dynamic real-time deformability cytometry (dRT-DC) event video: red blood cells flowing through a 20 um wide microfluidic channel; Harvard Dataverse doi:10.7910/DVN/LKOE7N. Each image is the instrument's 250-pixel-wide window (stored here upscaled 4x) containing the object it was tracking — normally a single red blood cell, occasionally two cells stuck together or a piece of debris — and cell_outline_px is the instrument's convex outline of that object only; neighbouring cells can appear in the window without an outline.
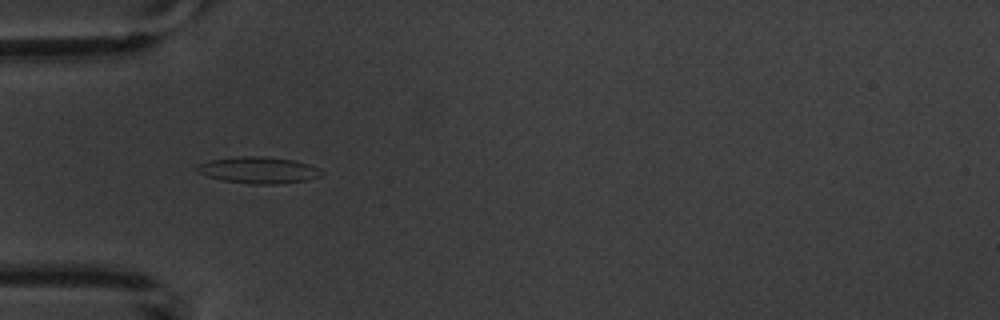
{"species": "common noctule bat (a hibernating species)", "species_latin": "Nyctalus noctula", "temperature_condition": "warm", "stored_images_in_passage": 4, "camera_frame_rate_fps": 3000, "um_per_image_px": 0.085, "animal": {"sex": "male", "body_mass_g": 20.1, "forearm_length_mm": 53.5}, "frame": {"image": 1, "passage_image": 1, "time_ms": 0.0, "image_size_px": [1000, 320], "cell_outline_px": [[324, 176], [308, 180], [276, 184], [248, 184], [224, 180], [208, 176], [196, 172], [196, 164], [212, 160], [240, 156], [264, 156], [292, 160], [308, 164], [320, 168], [324, 172]], "centroid_in_image_um": [22.01, 14.46], "position_along_channel_um": 63.0, "area_um2": 19.36}}
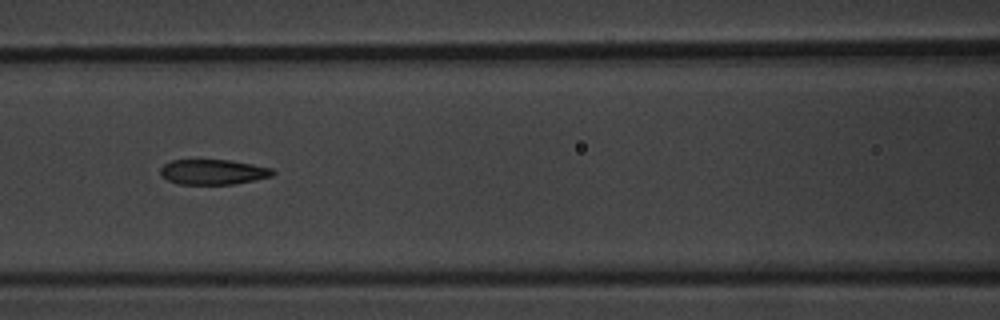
{"frame": {"image": 2, "passage_image": 3, "time_ms": 2.333, "image_size_px": [1000, 320], "cell_outline_px": [[276, 172], [272, 176], [256, 180], [232, 184], [176, 184], [168, 180], [160, 172], [160, 168], [164, 164], [172, 160], [228, 160], [252, 164], [272, 168]], "centroid_in_image_um": [18.13, 14.62], "position_along_channel_um": 148.5, "area_um2": 16.42}}
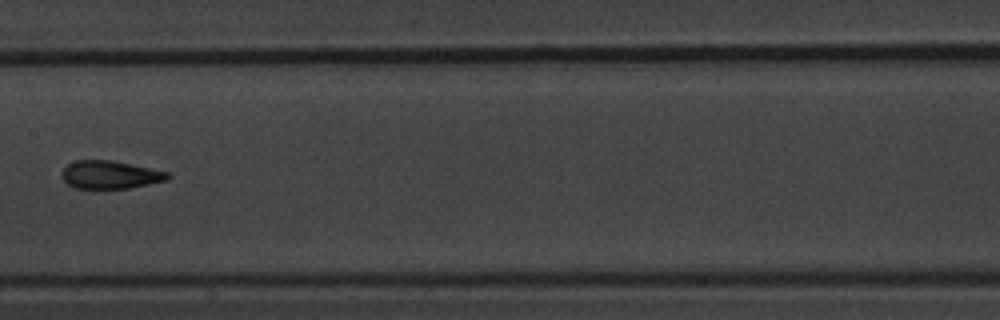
{"frame": {"image": 3, "passage_image": 4, "time_ms": 3.667, "image_size_px": [1000, 320], "cell_outline_px": [[172, 176], [168, 180], [128, 188], [96, 192], [72, 188], [60, 176], [60, 172], [68, 164], [76, 160], [112, 160], [168, 172]], "centroid_in_image_um": [9.29, 14.91], "position_along_channel_um": 198.1, "area_um2": 18.09}}